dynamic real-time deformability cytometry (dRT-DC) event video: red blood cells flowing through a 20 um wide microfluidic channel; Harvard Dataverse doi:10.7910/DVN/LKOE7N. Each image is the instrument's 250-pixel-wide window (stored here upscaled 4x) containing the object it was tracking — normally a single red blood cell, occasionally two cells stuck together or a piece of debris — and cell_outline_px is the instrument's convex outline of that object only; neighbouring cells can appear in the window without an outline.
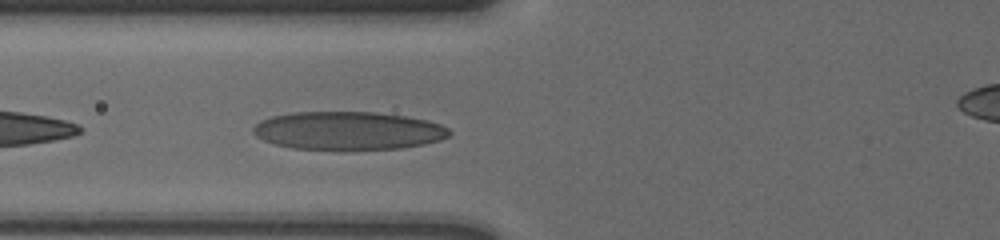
{"species": "human", "species_latin": "Homo sapiens", "temperature_condition": "cold", "stored_images_in_passage": 20, "camera_frame_rate_fps": 3000, "um_per_image_px": 0.085, "donor": {"sex": "male"}, "frame": {"image": 1, "passage_image": 3, "time_ms": 0.667, "image_size_px": [1000, 240], "cell_outline_px": [[452, 132], [448, 136], [440, 140], [424, 144], [400, 148], [340, 152], [292, 148], [276, 144], [264, 140], [256, 136], [252, 132], [252, 128], [260, 120], [272, 116], [292, 112], [372, 112], [404, 116], [428, 120], [440, 124], [448, 128]], "centroid_in_image_um": [29.57, 11.14], "position_along_channel_um": 96.2, "area_um2": 44.62}}
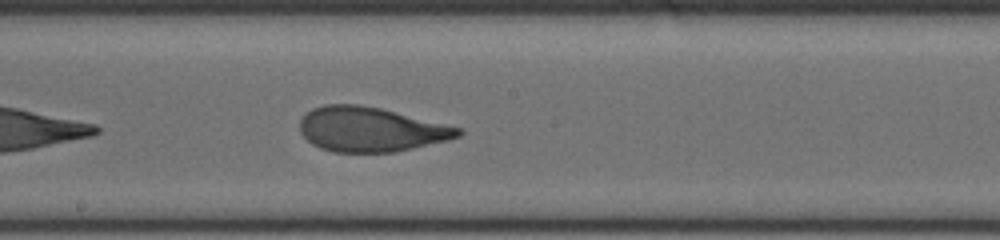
{"frame": {"image": 2, "passage_image": 13, "time_ms": 4.0, "image_size_px": [1000, 240], "cell_outline_px": [[464, 132], [460, 136], [448, 140], [396, 152], [332, 152], [320, 148], [312, 144], [300, 132], [300, 120], [312, 108], [324, 104], [356, 104], [380, 108], [460, 128]], "centroid_in_image_um": [31.48, 11.0], "position_along_channel_um": 216.7, "area_um2": 40.92}}
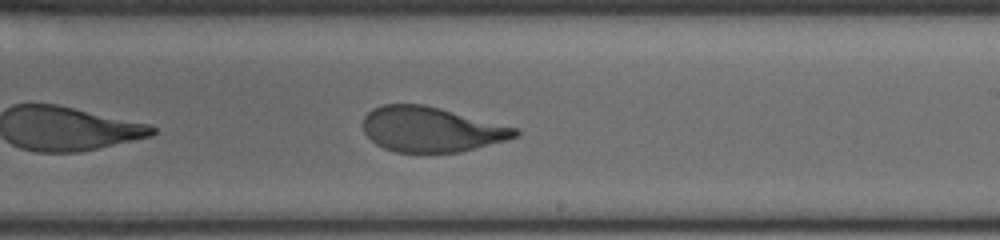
{"frame": {"image": 3, "passage_image": 16, "time_ms": 5.0, "image_size_px": [1000, 240], "cell_outline_px": [[520, 136], [508, 140], [460, 152], [396, 152], [384, 148], [376, 144], [364, 132], [364, 116], [372, 108], [384, 104], [424, 104], [520, 128]], "centroid_in_image_um": [36.7, 10.99], "position_along_channel_um": 252.3, "area_um2": 40.11}}